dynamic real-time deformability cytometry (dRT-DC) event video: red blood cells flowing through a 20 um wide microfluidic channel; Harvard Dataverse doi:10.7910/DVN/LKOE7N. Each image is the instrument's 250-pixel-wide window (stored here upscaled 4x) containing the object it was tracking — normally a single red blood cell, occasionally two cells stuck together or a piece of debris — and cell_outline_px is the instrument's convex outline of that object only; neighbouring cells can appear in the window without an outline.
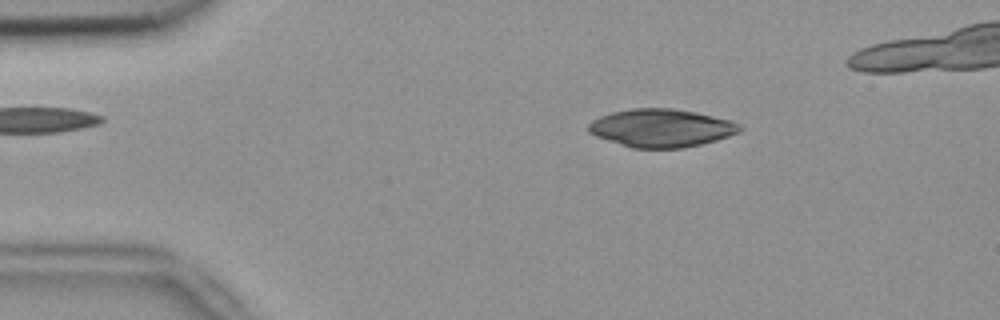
{"species": "common noctule bat (a hibernating species)", "species_latin": "Nyctalus noctula", "temperature_condition": "room temperature", "stored_images_in_passage": 43, "camera_frame_rate_fps": 3000, "um_per_image_px": 0.085, "animal": {"sex": "female", "body_mass_g": 18.4}, "frame": {"image": 1, "passage_image": 3, "time_ms": 0.667, "image_size_px": [1000, 320], "cell_outline_px": [[744, 128], [740, 132], [716, 140], [684, 148], [632, 148], [596, 136], [588, 132], [588, 124], [592, 120], [600, 116], [612, 112], [632, 108], [672, 108], [696, 112], [728, 120], [740, 124]], "centroid_in_image_um": [56.2, 10.88], "position_along_channel_um": 28.8, "area_um2": 33.47}}